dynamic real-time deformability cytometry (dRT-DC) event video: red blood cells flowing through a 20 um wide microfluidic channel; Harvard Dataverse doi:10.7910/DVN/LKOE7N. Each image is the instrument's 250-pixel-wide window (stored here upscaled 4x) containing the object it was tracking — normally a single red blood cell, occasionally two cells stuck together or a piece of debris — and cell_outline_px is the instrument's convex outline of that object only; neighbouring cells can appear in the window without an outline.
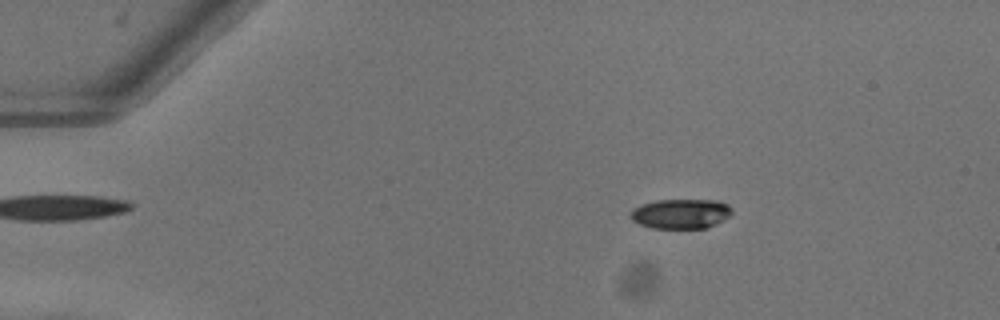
{"species": "common noctule bat (a hibernating species)", "species_latin": "Nyctalus noctula", "temperature_condition": "warm", "stored_images_in_passage": 52, "camera_frame_rate_fps": 3000, "um_per_image_px": 0.085, "animal": {"sex": "female"}, "frame": {"image": 1, "passage_image": 9, "time_ms": 2.667, "image_size_px": [1000, 320], "cell_outline_px": [[732, 216], [708, 228], [652, 228], [640, 224], [632, 220], [632, 208], [640, 204], [656, 200], [716, 200], [728, 204], [732, 208]], "centroid_in_image_um": [57.91, 18.16], "position_along_channel_um": 27.1, "area_um2": 17.74}}
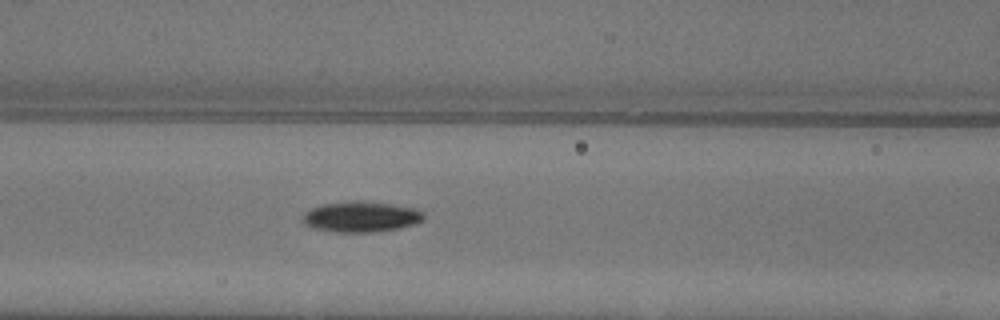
{"frame": {"image": 2, "passage_image": 23, "time_ms": 7.333, "image_size_px": [1000, 320], "cell_outline_px": [[424, 220], [416, 224], [400, 228], [372, 232], [336, 232], [316, 228], [304, 224], [304, 212], [320, 204], [352, 200], [364, 200], [392, 204], [416, 208], [424, 212]], "centroid_in_image_um": [30.74, 18.4], "position_along_channel_um": 135.9, "area_um2": 21.85}}
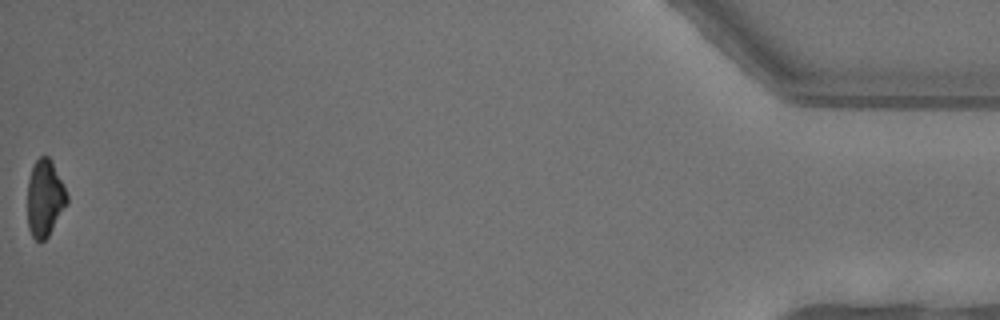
{"frame": {"image": 3, "passage_image": 52, "time_ms": 17.0, "image_size_px": [1000, 320], "cell_outline_px": [[68, 204], [48, 236], [44, 240], [36, 240], [32, 236], [28, 228], [28, 180], [32, 168], [36, 160], [40, 156], [48, 156], [68, 196]], "centroid_in_image_um": [3.8, 16.88], "position_along_channel_um": 431.4, "area_um2": 17.34}, "authors_computed_cell_mechanics": {"area_um2": 19.3341, "velocity_mm_per_s": 4.0567, "shape_relaxation_time_tau1_ms": 2.9403, "shape_relaxation_time_tau2_ms": null, "deformation_change_tau1": 0.1122, "deformation_change_tau2": null}}